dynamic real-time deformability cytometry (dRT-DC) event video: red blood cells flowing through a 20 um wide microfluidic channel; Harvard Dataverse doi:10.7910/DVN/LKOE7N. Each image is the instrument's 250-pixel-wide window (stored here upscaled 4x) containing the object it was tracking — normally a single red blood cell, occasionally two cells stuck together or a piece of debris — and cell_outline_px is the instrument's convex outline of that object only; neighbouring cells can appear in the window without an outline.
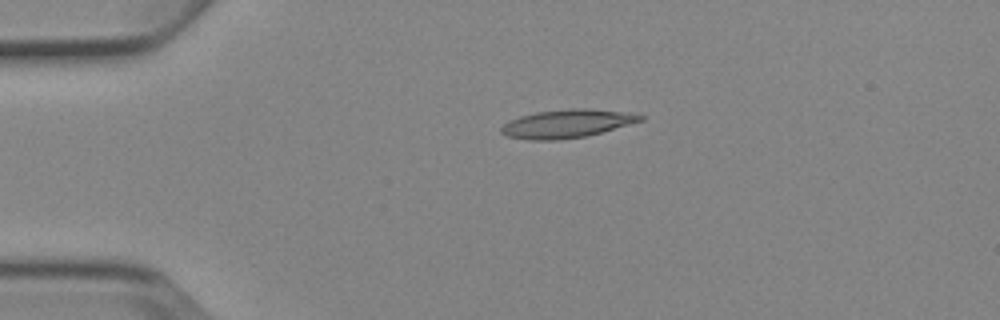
{"species": "Egyptian fruit bat (a non-hibernating species)", "species_latin": "Rousettus aegyptiacus", "temperature_condition": "cold", "stored_images_in_passage": 6, "camera_frame_rate_fps": 3000, "um_per_image_px": 0.085, "animal": {"sex": "female"}, "frame": {"image": 1, "passage_image": 6, "time_ms": 6.0, "image_size_px": [1000, 320], "cell_outline_px": [[644, 120], [600, 132], [584, 136], [556, 140], [532, 140], [508, 136], [500, 132], [500, 128], [508, 120], [520, 116], [536, 112], [568, 108], [588, 108], [628, 112], [644, 116]], "centroid_in_image_um": [48.17, 10.49], "position_along_channel_um": 36.8, "area_um2": 22.83}}